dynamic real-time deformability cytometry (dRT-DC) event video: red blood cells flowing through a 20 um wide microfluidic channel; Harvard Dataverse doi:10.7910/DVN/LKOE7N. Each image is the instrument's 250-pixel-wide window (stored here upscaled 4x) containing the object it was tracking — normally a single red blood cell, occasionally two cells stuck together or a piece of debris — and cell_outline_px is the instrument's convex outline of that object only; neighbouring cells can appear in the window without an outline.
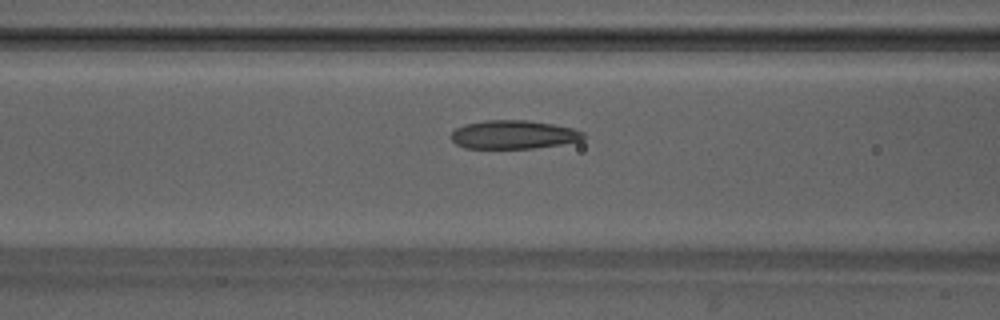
{"species": "Egyptian fruit bat (a non-hibernating species)", "species_latin": "Rousettus aegyptiacus", "temperature_condition": "warm", "stored_images_in_passage": 48, "camera_frame_rate_fps": 3000, "um_per_image_px": 0.085, "animal": {"sex": "male"}, "frame": {"image": 1, "passage_image": 19, "time_ms": 6.0, "image_size_px": [1000, 320], "cell_outline_px": [[584, 136], [580, 140], [560, 144], [532, 148], [464, 148], [456, 144], [452, 140], [452, 132], [456, 128], [464, 124], [484, 120], [528, 120], [552, 124], [572, 128], [584, 132]], "centroid_in_image_um": [43.61, 11.43], "position_along_channel_um": 123.0, "area_um2": 21.85}}
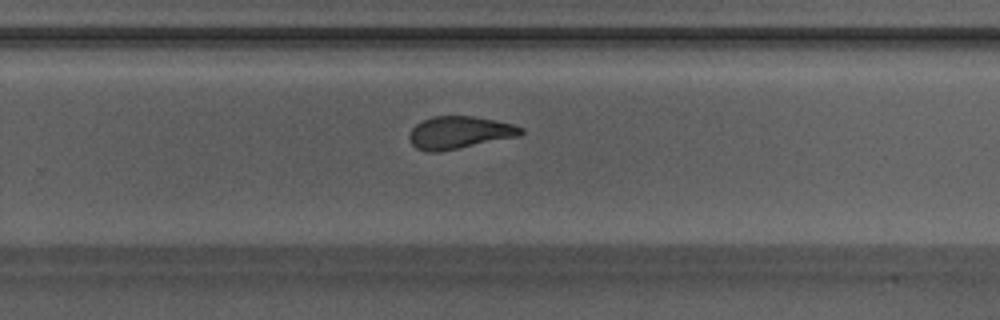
{"frame": {"image": 2, "passage_image": 31, "time_ms": 10.0, "image_size_px": [1000, 320], "cell_outline_px": [[524, 132], [516, 136], [440, 152], [428, 152], [416, 148], [412, 144], [408, 136], [412, 128], [416, 124], [432, 116], [476, 116], [512, 124], [524, 128]], "centroid_in_image_um": [39.01, 11.26], "position_along_channel_um": 290.8, "area_um2": 20.92}}
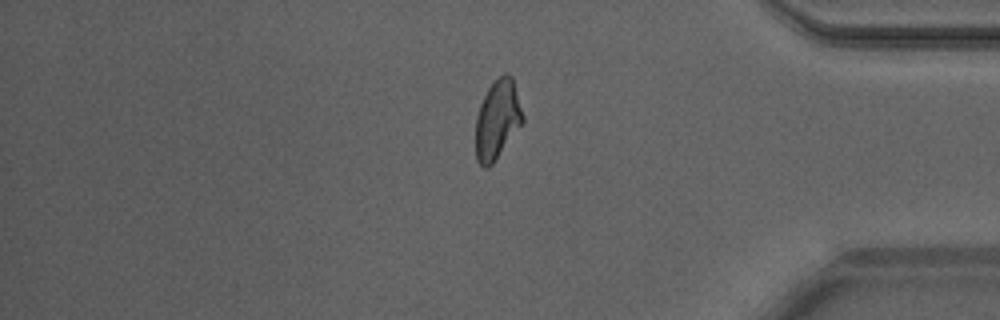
{"frame": {"image": 3, "passage_image": 40, "time_ms": 13.0, "image_size_px": [1000, 320], "cell_outline_px": [[524, 120], [492, 164], [488, 168], [484, 168], [476, 160], [476, 116], [480, 104], [492, 80], [504, 72], [508, 72], [512, 76], [524, 116]], "centroid_in_image_um": [42.27, 10.11], "position_along_channel_um": 392.9, "area_um2": 21.68}, "authors_computed_cell_mechanics": {"area_um2": 21.8773, "velocity_mm_per_s": 4.2069, "shape_relaxation_time_tau1_ms": 10.2127, "shape_relaxation_time_tau2_ms": 1.5803, "deformation_change_tau1": 0.2746, "deformation_change_tau2": 0.0923}}